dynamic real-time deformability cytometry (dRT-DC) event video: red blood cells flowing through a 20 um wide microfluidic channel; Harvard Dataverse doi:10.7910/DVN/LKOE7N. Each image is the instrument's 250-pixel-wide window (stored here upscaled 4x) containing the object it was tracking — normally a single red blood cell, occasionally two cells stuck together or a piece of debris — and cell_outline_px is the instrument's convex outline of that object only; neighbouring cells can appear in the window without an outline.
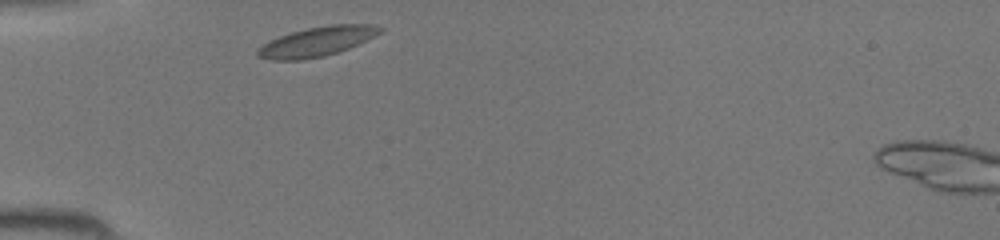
{"species": "common noctule bat (a hibernating species)", "species_latin": "Nyctalus noctula", "temperature_condition": "room temperature", "stored_images_in_passage": 26, "camera_frame_rate_fps": 3000, "um_per_image_px": 0.085, "animal": {"sex": "female", "body_mass_g": 19.5, "forearm_length_mm": 54.1}, "frame": {"image": 1, "passage_image": 1, "time_ms": 0.0, "image_size_px": [1000, 240], "cell_outline_px": [[384, 28], [380, 32], [368, 40], [348, 48], [324, 56], [300, 60], [268, 60], [256, 56], [256, 48], [280, 36], [292, 32], [308, 28], [328, 24], [372, 24]], "centroid_in_image_um": [26.92, 3.53], "position_along_channel_um": 58.1, "area_um2": 20.98}}
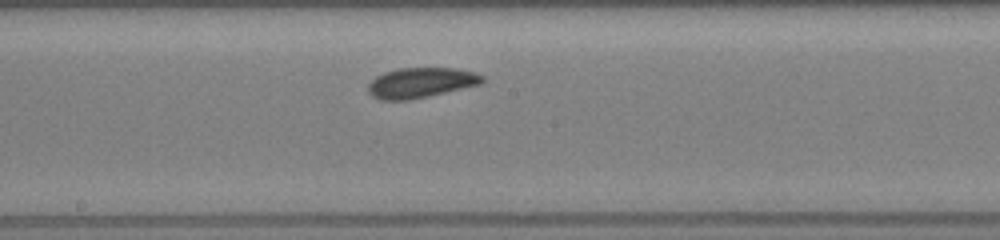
{"frame": {"image": 2, "passage_image": 12, "time_ms": 3.667, "image_size_px": [1000, 240], "cell_outline_px": [[484, 80], [480, 84], [428, 96], [408, 100], [380, 100], [372, 96], [368, 92], [368, 84], [376, 76], [384, 72], [400, 68], [456, 68], [476, 72], [484, 76]], "centroid_in_image_um": [35.76, 7.02], "position_along_channel_um": 212.4, "area_um2": 20.06}}
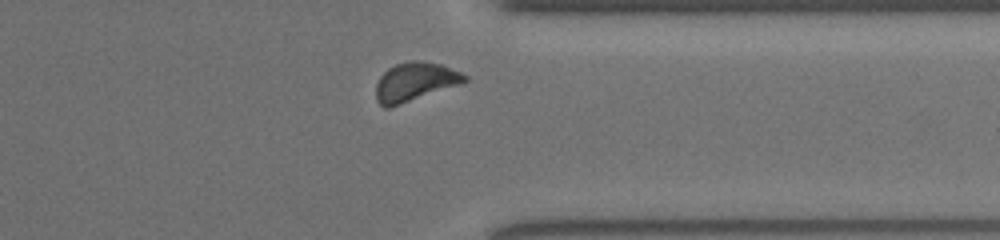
{"frame": {"image": 3, "passage_image": 23, "time_ms": 7.333, "image_size_px": [1000, 240], "cell_outline_px": [[468, 80], [464, 84], [388, 108], [384, 108], [376, 100], [376, 84], [380, 76], [388, 68], [396, 64], [412, 60], [416, 60], [440, 64], [460, 72], [468, 76]], "centroid_in_image_um": [35.29, 6.97], "position_along_channel_um": 376.1, "area_um2": 20.17}}